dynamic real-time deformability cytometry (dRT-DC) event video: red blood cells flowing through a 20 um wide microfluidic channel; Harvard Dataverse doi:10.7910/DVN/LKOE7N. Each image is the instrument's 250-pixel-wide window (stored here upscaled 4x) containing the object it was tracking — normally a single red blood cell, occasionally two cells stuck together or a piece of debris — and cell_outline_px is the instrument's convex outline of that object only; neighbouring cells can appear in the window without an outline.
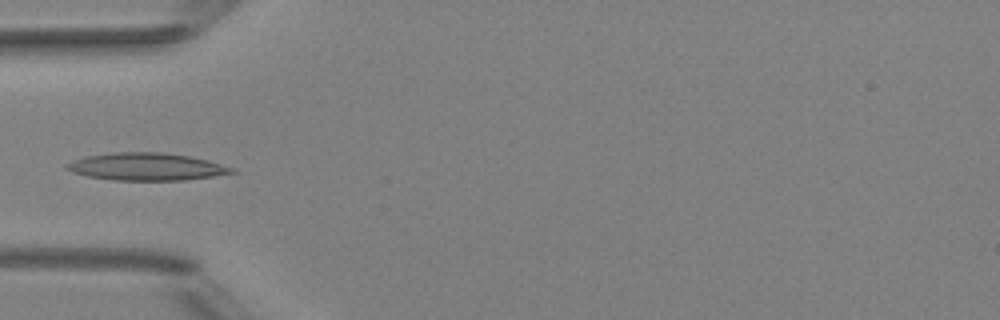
{"species": "Egyptian fruit bat (a non-hibernating species)", "species_latin": "Rousettus aegyptiacus", "temperature_condition": "room temperature", "stored_images_in_passage": 5, "camera_frame_rate_fps": 3000, "um_per_image_px": 0.085, "animal": {"sex": "female"}, "frame": {"image": 1, "passage_image": 5, "time_ms": 4.667, "image_size_px": [1000, 320], "cell_outline_px": [[236, 172], [212, 176], [184, 180], [112, 180], [88, 176], [72, 172], [64, 168], [64, 164], [72, 160], [88, 156], [112, 152], [160, 152], [188, 156], [208, 160], [236, 168]], "centroid_in_image_um": [12.42, 14.16], "position_along_channel_um": 72.6, "area_um2": 26.41}}